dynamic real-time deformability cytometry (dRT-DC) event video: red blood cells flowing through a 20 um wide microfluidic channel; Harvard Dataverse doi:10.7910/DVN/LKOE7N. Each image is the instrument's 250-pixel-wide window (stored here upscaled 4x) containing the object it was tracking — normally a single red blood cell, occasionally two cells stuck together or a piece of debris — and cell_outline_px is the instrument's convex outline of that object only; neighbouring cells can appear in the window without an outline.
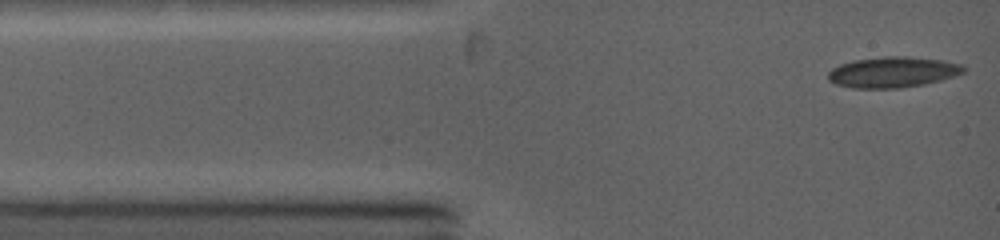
{"species": "common noctule bat (a hibernating species)", "species_latin": "Nyctalus noctula", "temperature_condition": "warm", "stored_images_in_passage": 30, "camera_frame_rate_fps": 5000, "um_per_image_px": 0.085, "animal": {"sex": "female", "body_mass_g": 19.0, "forearm_length_mm": 53.3}, "frame": {"image": 1, "passage_image": 1, "time_ms": 0.0, "image_size_px": [1000, 240], "cell_outline_px": [[964, 72], [940, 80], [924, 84], [900, 88], [852, 88], [836, 84], [828, 80], [828, 72], [832, 68], [840, 64], [852, 60], [888, 56], [908, 56], [944, 60], [964, 64]], "centroid_in_image_um": [75.87, 6.12], "position_along_channel_um": 9.1, "area_um2": 24.33}}
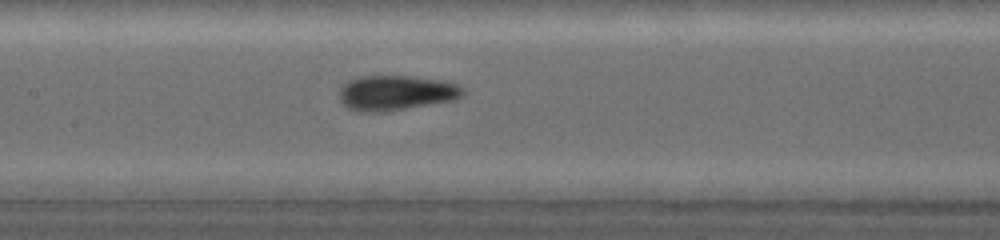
{"frame": {"image": 2, "passage_image": 13, "time_ms": 5.0, "image_size_px": [1000, 240], "cell_outline_px": [[464, 96], [452, 100], [384, 112], [360, 112], [348, 108], [340, 100], [340, 88], [348, 80], [360, 76], [404, 76], [440, 80], [456, 84], [464, 88]], "centroid_in_image_um": [33.64, 7.89], "position_along_channel_um": 173.8, "area_um2": 25.03}}
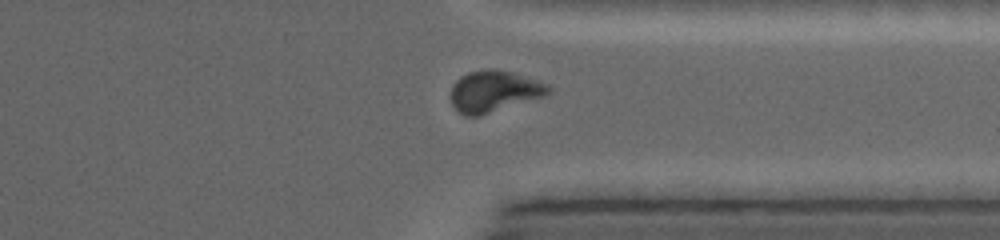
{"frame": {"image": 3, "passage_image": 24, "time_ms": 9.6, "image_size_px": [1000, 240], "cell_outline_px": [[552, 92], [544, 96], [480, 116], [464, 116], [452, 104], [452, 84], [460, 76], [468, 72], [512, 72], [548, 84], [552, 88]], "centroid_in_image_um": [42.01, 7.81], "position_along_channel_um": 369.4, "area_um2": 22.83}, "authors_computed_cell_mechanics": {"area_um2": 23.4957, "velocity_mm_per_s": 4.2553, "shape_relaxation_time_tau1_ms": 5.8979, "shape_relaxation_time_tau2_ms": 1.3961, "deformation_change_tau1": 0.1959, "deformation_change_tau2": 0.0689}}